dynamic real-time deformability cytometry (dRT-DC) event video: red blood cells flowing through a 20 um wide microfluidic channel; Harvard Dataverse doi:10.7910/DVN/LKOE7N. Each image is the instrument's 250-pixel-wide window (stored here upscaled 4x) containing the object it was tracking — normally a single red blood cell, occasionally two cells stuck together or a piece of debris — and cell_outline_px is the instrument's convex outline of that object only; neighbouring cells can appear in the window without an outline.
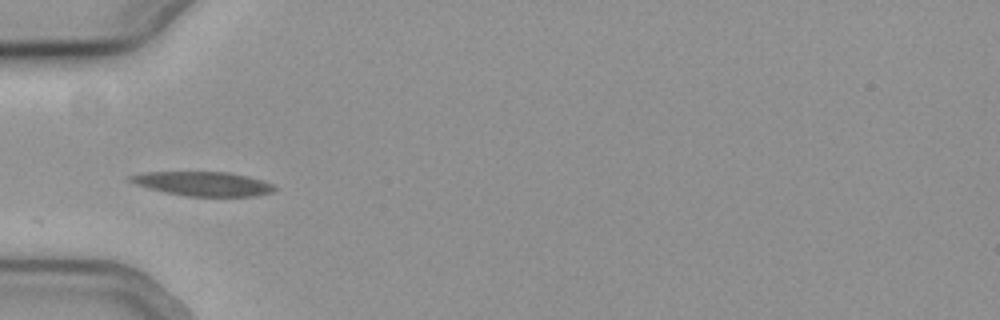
{"species": "common noctule bat (a hibernating species)", "species_latin": "Nyctalus noctula", "temperature_condition": "cold", "stored_images_in_passage": 28, "camera_frame_rate_fps": 3000, "um_per_image_px": 0.085, "animal": {"sex": "female", "body_mass_g": 19.3, "forearm_length_mm": 54.1}, "frame": {"image": 1, "passage_image": 1, "time_ms": 0.0, "image_size_px": [1000, 320], "cell_outline_px": [[276, 188], [272, 192], [256, 196], [188, 196], [164, 192], [148, 188], [136, 184], [128, 180], [128, 176], [144, 172], [228, 172], [248, 176], [272, 184]], "centroid_in_image_um": [17.24, 15.62], "position_along_channel_um": 67.8, "area_um2": 20.23}}